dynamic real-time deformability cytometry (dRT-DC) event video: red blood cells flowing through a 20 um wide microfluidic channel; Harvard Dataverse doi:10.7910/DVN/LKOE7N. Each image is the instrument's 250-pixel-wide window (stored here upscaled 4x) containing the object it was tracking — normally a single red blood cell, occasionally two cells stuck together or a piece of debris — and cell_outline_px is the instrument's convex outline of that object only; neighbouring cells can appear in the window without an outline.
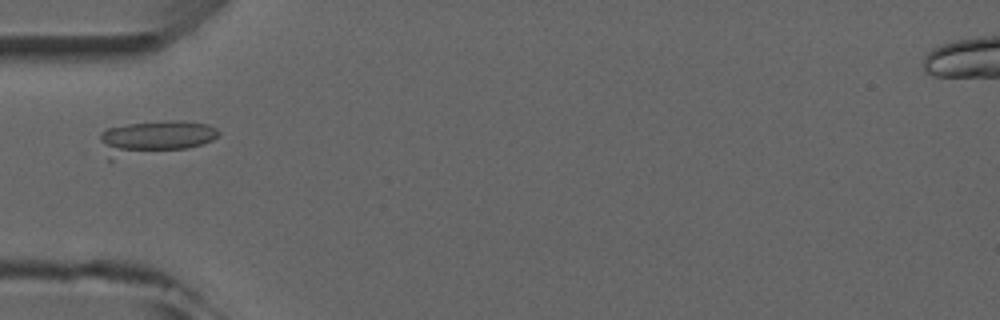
{"species": "common noctule bat (a hibernating species)", "species_latin": "Nyctalus noctula", "temperature_condition": "room temperature", "stored_images_in_passage": 1, "camera_frame_rate_fps": 3000, "um_per_image_px": 0.085, "animal": {"sex": "male", "forearm_length_mm": 52.5}, "frame": {"image": 1, "passage_image": 1, "time_ms": 0.0, "image_size_px": [1000, 320], "cell_outline_px": [[220, 136], [212, 140], [188, 148], [120, 152], [116, 152], [100, 140], [100, 132], [108, 128], [128, 124], [164, 120], [184, 120], [208, 124], [216, 128], [220, 132]], "centroid_in_image_um": [13.44, 11.53], "position_along_channel_um": 71.6, "area_um2": 20.92}}